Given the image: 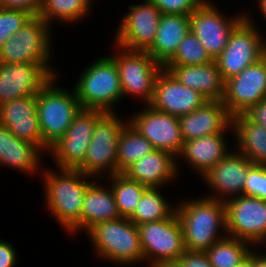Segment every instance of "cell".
Here are the masks:
<instances>
[{"label": "cell", "instance_id": "cell-14", "mask_svg": "<svg viewBox=\"0 0 266 267\" xmlns=\"http://www.w3.org/2000/svg\"><path fill=\"white\" fill-rule=\"evenodd\" d=\"M115 35V45L146 51L154 42L162 13L151 0L128 6Z\"/></svg>", "mask_w": 266, "mask_h": 267}, {"label": "cell", "instance_id": "cell-16", "mask_svg": "<svg viewBox=\"0 0 266 267\" xmlns=\"http://www.w3.org/2000/svg\"><path fill=\"white\" fill-rule=\"evenodd\" d=\"M128 120L155 149L167 151L177 158L184 143L178 117L146 105Z\"/></svg>", "mask_w": 266, "mask_h": 267}, {"label": "cell", "instance_id": "cell-22", "mask_svg": "<svg viewBox=\"0 0 266 267\" xmlns=\"http://www.w3.org/2000/svg\"><path fill=\"white\" fill-rule=\"evenodd\" d=\"M178 163L171 153L155 149L131 165L124 174L148 188H162L176 179L180 170Z\"/></svg>", "mask_w": 266, "mask_h": 267}, {"label": "cell", "instance_id": "cell-15", "mask_svg": "<svg viewBox=\"0 0 266 267\" xmlns=\"http://www.w3.org/2000/svg\"><path fill=\"white\" fill-rule=\"evenodd\" d=\"M266 99V58H261L225 81L222 102L231 116L243 114Z\"/></svg>", "mask_w": 266, "mask_h": 267}, {"label": "cell", "instance_id": "cell-7", "mask_svg": "<svg viewBox=\"0 0 266 267\" xmlns=\"http://www.w3.org/2000/svg\"><path fill=\"white\" fill-rule=\"evenodd\" d=\"M116 114V112H105L96 121L84 162L77 169L91 178L104 179V173H109L105 177L117 173L118 140L129 120L122 121Z\"/></svg>", "mask_w": 266, "mask_h": 267}, {"label": "cell", "instance_id": "cell-13", "mask_svg": "<svg viewBox=\"0 0 266 267\" xmlns=\"http://www.w3.org/2000/svg\"><path fill=\"white\" fill-rule=\"evenodd\" d=\"M105 112L81 109L65 134L49 149L56 169L77 170L84 162L96 121Z\"/></svg>", "mask_w": 266, "mask_h": 267}, {"label": "cell", "instance_id": "cell-23", "mask_svg": "<svg viewBox=\"0 0 266 267\" xmlns=\"http://www.w3.org/2000/svg\"><path fill=\"white\" fill-rule=\"evenodd\" d=\"M163 69L207 100L222 101L225 94V80L215 61L203 65L163 66Z\"/></svg>", "mask_w": 266, "mask_h": 267}, {"label": "cell", "instance_id": "cell-27", "mask_svg": "<svg viewBox=\"0 0 266 267\" xmlns=\"http://www.w3.org/2000/svg\"><path fill=\"white\" fill-rule=\"evenodd\" d=\"M232 128L236 150L253 164L266 165V127L252 122L243 113L232 116Z\"/></svg>", "mask_w": 266, "mask_h": 267}, {"label": "cell", "instance_id": "cell-11", "mask_svg": "<svg viewBox=\"0 0 266 267\" xmlns=\"http://www.w3.org/2000/svg\"><path fill=\"white\" fill-rule=\"evenodd\" d=\"M224 205L227 236L259 247L266 239V200L239 195L227 199Z\"/></svg>", "mask_w": 266, "mask_h": 267}, {"label": "cell", "instance_id": "cell-8", "mask_svg": "<svg viewBox=\"0 0 266 267\" xmlns=\"http://www.w3.org/2000/svg\"><path fill=\"white\" fill-rule=\"evenodd\" d=\"M138 229L148 267H169L185 252L182 227L176 212L165 220L140 224Z\"/></svg>", "mask_w": 266, "mask_h": 267}, {"label": "cell", "instance_id": "cell-24", "mask_svg": "<svg viewBox=\"0 0 266 267\" xmlns=\"http://www.w3.org/2000/svg\"><path fill=\"white\" fill-rule=\"evenodd\" d=\"M225 135V133L211 134L184 141L176 160L178 157L184 158L192 169L197 170L195 173L202 177L230 152Z\"/></svg>", "mask_w": 266, "mask_h": 267}, {"label": "cell", "instance_id": "cell-4", "mask_svg": "<svg viewBox=\"0 0 266 267\" xmlns=\"http://www.w3.org/2000/svg\"><path fill=\"white\" fill-rule=\"evenodd\" d=\"M73 88L82 109L115 112L114 106L123 100L119 72L109 55L88 65Z\"/></svg>", "mask_w": 266, "mask_h": 267}, {"label": "cell", "instance_id": "cell-45", "mask_svg": "<svg viewBox=\"0 0 266 267\" xmlns=\"http://www.w3.org/2000/svg\"><path fill=\"white\" fill-rule=\"evenodd\" d=\"M264 57L266 58V38H263Z\"/></svg>", "mask_w": 266, "mask_h": 267}, {"label": "cell", "instance_id": "cell-38", "mask_svg": "<svg viewBox=\"0 0 266 267\" xmlns=\"http://www.w3.org/2000/svg\"><path fill=\"white\" fill-rule=\"evenodd\" d=\"M169 267H213L205 251H188L175 260Z\"/></svg>", "mask_w": 266, "mask_h": 267}, {"label": "cell", "instance_id": "cell-3", "mask_svg": "<svg viewBox=\"0 0 266 267\" xmlns=\"http://www.w3.org/2000/svg\"><path fill=\"white\" fill-rule=\"evenodd\" d=\"M86 233L99 258L124 266L144 262L138 226L129 218L99 222Z\"/></svg>", "mask_w": 266, "mask_h": 267}, {"label": "cell", "instance_id": "cell-33", "mask_svg": "<svg viewBox=\"0 0 266 267\" xmlns=\"http://www.w3.org/2000/svg\"><path fill=\"white\" fill-rule=\"evenodd\" d=\"M252 247L247 241L226 236L205 252L213 267H236L250 254Z\"/></svg>", "mask_w": 266, "mask_h": 267}, {"label": "cell", "instance_id": "cell-32", "mask_svg": "<svg viewBox=\"0 0 266 267\" xmlns=\"http://www.w3.org/2000/svg\"><path fill=\"white\" fill-rule=\"evenodd\" d=\"M106 178L111 180L108 186H111L120 216L129 218L148 187L130 179L124 173H116Z\"/></svg>", "mask_w": 266, "mask_h": 267}, {"label": "cell", "instance_id": "cell-17", "mask_svg": "<svg viewBox=\"0 0 266 267\" xmlns=\"http://www.w3.org/2000/svg\"><path fill=\"white\" fill-rule=\"evenodd\" d=\"M207 101L199 92L181 84L169 71L162 69L155 80L153 98L148 105L180 117L195 111Z\"/></svg>", "mask_w": 266, "mask_h": 267}, {"label": "cell", "instance_id": "cell-36", "mask_svg": "<svg viewBox=\"0 0 266 267\" xmlns=\"http://www.w3.org/2000/svg\"><path fill=\"white\" fill-rule=\"evenodd\" d=\"M243 195L266 200V165L253 164L247 173Z\"/></svg>", "mask_w": 266, "mask_h": 267}, {"label": "cell", "instance_id": "cell-29", "mask_svg": "<svg viewBox=\"0 0 266 267\" xmlns=\"http://www.w3.org/2000/svg\"><path fill=\"white\" fill-rule=\"evenodd\" d=\"M154 150L153 145L128 122L124 126L118 140L117 173H124L140 158Z\"/></svg>", "mask_w": 266, "mask_h": 267}, {"label": "cell", "instance_id": "cell-28", "mask_svg": "<svg viewBox=\"0 0 266 267\" xmlns=\"http://www.w3.org/2000/svg\"><path fill=\"white\" fill-rule=\"evenodd\" d=\"M120 217L111 187L105 188L97 182L92 183L84 195L80 216V231L87 232L99 222Z\"/></svg>", "mask_w": 266, "mask_h": 267}, {"label": "cell", "instance_id": "cell-12", "mask_svg": "<svg viewBox=\"0 0 266 267\" xmlns=\"http://www.w3.org/2000/svg\"><path fill=\"white\" fill-rule=\"evenodd\" d=\"M211 2V3H210ZM212 0H205L190 16V31L215 60L226 47L233 30L246 18L247 13L226 18Z\"/></svg>", "mask_w": 266, "mask_h": 267}, {"label": "cell", "instance_id": "cell-6", "mask_svg": "<svg viewBox=\"0 0 266 267\" xmlns=\"http://www.w3.org/2000/svg\"><path fill=\"white\" fill-rule=\"evenodd\" d=\"M51 31L52 27L41 17L34 16L3 43L0 62L40 64L52 76H57L50 65L53 53Z\"/></svg>", "mask_w": 266, "mask_h": 267}, {"label": "cell", "instance_id": "cell-31", "mask_svg": "<svg viewBox=\"0 0 266 267\" xmlns=\"http://www.w3.org/2000/svg\"><path fill=\"white\" fill-rule=\"evenodd\" d=\"M161 188H148L142 195L135 211L129 219L136 224L165 220L175 211V205H170L161 194Z\"/></svg>", "mask_w": 266, "mask_h": 267}, {"label": "cell", "instance_id": "cell-34", "mask_svg": "<svg viewBox=\"0 0 266 267\" xmlns=\"http://www.w3.org/2000/svg\"><path fill=\"white\" fill-rule=\"evenodd\" d=\"M214 61L203 44L189 31L173 57L164 66L203 65Z\"/></svg>", "mask_w": 266, "mask_h": 267}, {"label": "cell", "instance_id": "cell-20", "mask_svg": "<svg viewBox=\"0 0 266 267\" xmlns=\"http://www.w3.org/2000/svg\"><path fill=\"white\" fill-rule=\"evenodd\" d=\"M0 125L7 127L19 139L34 143L43 151L37 95L14 99L1 105Z\"/></svg>", "mask_w": 266, "mask_h": 267}, {"label": "cell", "instance_id": "cell-37", "mask_svg": "<svg viewBox=\"0 0 266 267\" xmlns=\"http://www.w3.org/2000/svg\"><path fill=\"white\" fill-rule=\"evenodd\" d=\"M162 14L190 16L205 0H151Z\"/></svg>", "mask_w": 266, "mask_h": 267}, {"label": "cell", "instance_id": "cell-18", "mask_svg": "<svg viewBox=\"0 0 266 267\" xmlns=\"http://www.w3.org/2000/svg\"><path fill=\"white\" fill-rule=\"evenodd\" d=\"M252 165L253 163L236 148L234 152L230 151L202 176L214 193L206 197L224 202L232 197L243 195L244 183Z\"/></svg>", "mask_w": 266, "mask_h": 267}, {"label": "cell", "instance_id": "cell-40", "mask_svg": "<svg viewBox=\"0 0 266 267\" xmlns=\"http://www.w3.org/2000/svg\"><path fill=\"white\" fill-rule=\"evenodd\" d=\"M17 257L15 247L3 239L0 240V267H15Z\"/></svg>", "mask_w": 266, "mask_h": 267}, {"label": "cell", "instance_id": "cell-1", "mask_svg": "<svg viewBox=\"0 0 266 267\" xmlns=\"http://www.w3.org/2000/svg\"><path fill=\"white\" fill-rule=\"evenodd\" d=\"M42 176L47 210L66 233H78L84 195L93 183L88 180L91 176L79 170L51 168L44 170Z\"/></svg>", "mask_w": 266, "mask_h": 267}, {"label": "cell", "instance_id": "cell-26", "mask_svg": "<svg viewBox=\"0 0 266 267\" xmlns=\"http://www.w3.org/2000/svg\"><path fill=\"white\" fill-rule=\"evenodd\" d=\"M189 31V16L162 14L154 42L146 51L156 62L164 66L173 57Z\"/></svg>", "mask_w": 266, "mask_h": 267}, {"label": "cell", "instance_id": "cell-43", "mask_svg": "<svg viewBox=\"0 0 266 267\" xmlns=\"http://www.w3.org/2000/svg\"><path fill=\"white\" fill-rule=\"evenodd\" d=\"M236 267H254V251H251Z\"/></svg>", "mask_w": 266, "mask_h": 267}, {"label": "cell", "instance_id": "cell-21", "mask_svg": "<svg viewBox=\"0 0 266 267\" xmlns=\"http://www.w3.org/2000/svg\"><path fill=\"white\" fill-rule=\"evenodd\" d=\"M178 121L183 141L233 130L232 116L218 100H208L195 111L178 117Z\"/></svg>", "mask_w": 266, "mask_h": 267}, {"label": "cell", "instance_id": "cell-35", "mask_svg": "<svg viewBox=\"0 0 266 267\" xmlns=\"http://www.w3.org/2000/svg\"><path fill=\"white\" fill-rule=\"evenodd\" d=\"M33 17L29 11L0 7V48Z\"/></svg>", "mask_w": 266, "mask_h": 267}, {"label": "cell", "instance_id": "cell-30", "mask_svg": "<svg viewBox=\"0 0 266 267\" xmlns=\"http://www.w3.org/2000/svg\"><path fill=\"white\" fill-rule=\"evenodd\" d=\"M93 0H41L39 17L50 27L54 20L76 23L91 11Z\"/></svg>", "mask_w": 266, "mask_h": 267}, {"label": "cell", "instance_id": "cell-42", "mask_svg": "<svg viewBox=\"0 0 266 267\" xmlns=\"http://www.w3.org/2000/svg\"><path fill=\"white\" fill-rule=\"evenodd\" d=\"M254 251V267H266V255ZM260 253V254H259Z\"/></svg>", "mask_w": 266, "mask_h": 267}, {"label": "cell", "instance_id": "cell-10", "mask_svg": "<svg viewBox=\"0 0 266 267\" xmlns=\"http://www.w3.org/2000/svg\"><path fill=\"white\" fill-rule=\"evenodd\" d=\"M245 16L231 33L223 52L214 60L225 81L264 57V35L252 17Z\"/></svg>", "mask_w": 266, "mask_h": 267}, {"label": "cell", "instance_id": "cell-46", "mask_svg": "<svg viewBox=\"0 0 266 267\" xmlns=\"http://www.w3.org/2000/svg\"><path fill=\"white\" fill-rule=\"evenodd\" d=\"M264 246V245H266V239L260 244V246ZM265 248H266V246H265ZM265 255H266V253H265Z\"/></svg>", "mask_w": 266, "mask_h": 267}, {"label": "cell", "instance_id": "cell-39", "mask_svg": "<svg viewBox=\"0 0 266 267\" xmlns=\"http://www.w3.org/2000/svg\"><path fill=\"white\" fill-rule=\"evenodd\" d=\"M0 7L25 10L38 16L41 0H0Z\"/></svg>", "mask_w": 266, "mask_h": 267}, {"label": "cell", "instance_id": "cell-9", "mask_svg": "<svg viewBox=\"0 0 266 267\" xmlns=\"http://www.w3.org/2000/svg\"><path fill=\"white\" fill-rule=\"evenodd\" d=\"M116 55H110L117 66L123 98L136 96L148 105L154 94L155 80L163 66L147 51L127 50L120 46ZM119 53V54H118Z\"/></svg>", "mask_w": 266, "mask_h": 267}, {"label": "cell", "instance_id": "cell-41", "mask_svg": "<svg viewBox=\"0 0 266 267\" xmlns=\"http://www.w3.org/2000/svg\"><path fill=\"white\" fill-rule=\"evenodd\" d=\"M244 114L252 122L266 127V99L252 105Z\"/></svg>", "mask_w": 266, "mask_h": 267}, {"label": "cell", "instance_id": "cell-5", "mask_svg": "<svg viewBox=\"0 0 266 267\" xmlns=\"http://www.w3.org/2000/svg\"><path fill=\"white\" fill-rule=\"evenodd\" d=\"M56 77L53 76L37 93V114L43 136V153H49L50 147L65 134L74 117L82 109L74 89L70 92L57 87Z\"/></svg>", "mask_w": 266, "mask_h": 267}, {"label": "cell", "instance_id": "cell-25", "mask_svg": "<svg viewBox=\"0 0 266 267\" xmlns=\"http://www.w3.org/2000/svg\"><path fill=\"white\" fill-rule=\"evenodd\" d=\"M43 151L34 143L19 139L7 127L0 125V165L24 173L40 171ZM37 170V171H36Z\"/></svg>", "mask_w": 266, "mask_h": 267}, {"label": "cell", "instance_id": "cell-19", "mask_svg": "<svg viewBox=\"0 0 266 267\" xmlns=\"http://www.w3.org/2000/svg\"><path fill=\"white\" fill-rule=\"evenodd\" d=\"M53 76L40 64L0 62V106L37 95Z\"/></svg>", "mask_w": 266, "mask_h": 267}, {"label": "cell", "instance_id": "cell-2", "mask_svg": "<svg viewBox=\"0 0 266 267\" xmlns=\"http://www.w3.org/2000/svg\"><path fill=\"white\" fill-rule=\"evenodd\" d=\"M175 212L182 227L185 250L206 251L227 236L225 205L221 200L206 196L181 200Z\"/></svg>", "mask_w": 266, "mask_h": 267}, {"label": "cell", "instance_id": "cell-44", "mask_svg": "<svg viewBox=\"0 0 266 267\" xmlns=\"http://www.w3.org/2000/svg\"><path fill=\"white\" fill-rule=\"evenodd\" d=\"M258 8L261 10L262 17L266 19V0H258Z\"/></svg>", "mask_w": 266, "mask_h": 267}]
</instances>
